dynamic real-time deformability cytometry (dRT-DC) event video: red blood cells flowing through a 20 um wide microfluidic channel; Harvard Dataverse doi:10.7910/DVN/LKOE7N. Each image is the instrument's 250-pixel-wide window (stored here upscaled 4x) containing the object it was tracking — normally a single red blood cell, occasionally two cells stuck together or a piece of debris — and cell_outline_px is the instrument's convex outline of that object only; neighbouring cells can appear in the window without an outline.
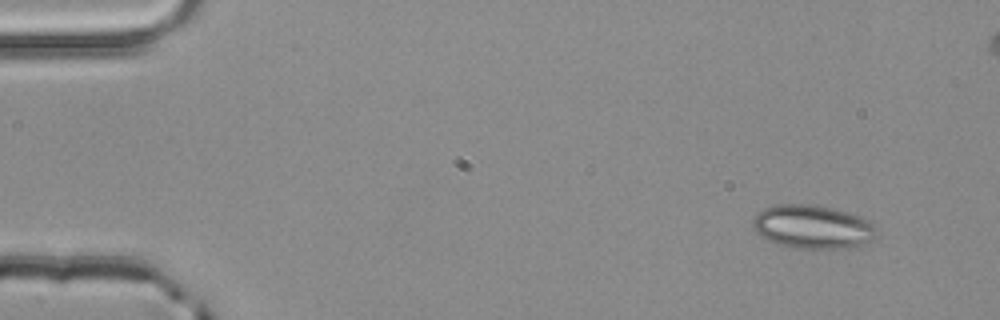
{"species": "common noctule bat (a hibernating species)", "species_latin": "Nyctalus noctula", "temperature_condition": "room temperature", "stored_images_in_passage": 5, "camera_frame_rate_fps": 3000, "um_per_image_px": 0.085, "animal": {"sex": "male", "body_mass_g": 20.4}, "frame": {"image": 1, "passage_image": 1, "time_ms": 0.0, "image_size_px": [1000, 320], "cell_outline_px": [[876, 236], [872, 240], [848, 248], [796, 248], [780, 244], [768, 240], [760, 236], [756, 232], [752, 224], [752, 220], [764, 208], [776, 204], [812, 204], [832, 208], [848, 212], [860, 216], [868, 220], [876, 228]], "centroid_in_image_um": [69.07, 19.27], "position_along_channel_um": 15.9, "area_um2": 31.27}}